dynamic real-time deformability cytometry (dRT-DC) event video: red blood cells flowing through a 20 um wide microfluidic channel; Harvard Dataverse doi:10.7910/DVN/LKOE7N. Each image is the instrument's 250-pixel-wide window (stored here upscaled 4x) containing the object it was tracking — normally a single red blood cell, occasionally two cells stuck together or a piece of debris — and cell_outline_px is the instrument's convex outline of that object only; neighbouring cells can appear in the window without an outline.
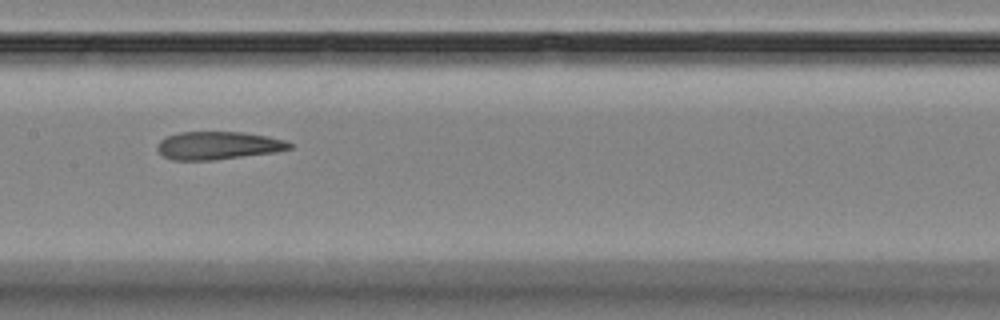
{"species": "Egyptian fruit bat (a non-hibernating species)", "species_latin": "Rousettus aegyptiacus", "temperature_condition": "room temperature", "stored_images_in_passage": 10, "camera_frame_rate_fps": 3000, "um_per_image_px": 0.085, "animal": {"sex": "female"}, "frame": {"image": 1, "passage_image": 4, "time_ms": 3.333, "image_size_px": [1000, 320], "cell_outline_px": [[292, 148], [276, 152], [216, 160], [172, 160], [164, 156], [156, 148], [160, 140], [164, 136], [180, 132], [240, 132], [268, 136], [284, 140], [292, 144]], "centroid_in_image_um": [18.53, 12.37], "position_along_channel_um": 188.9, "area_um2": 21.62}}
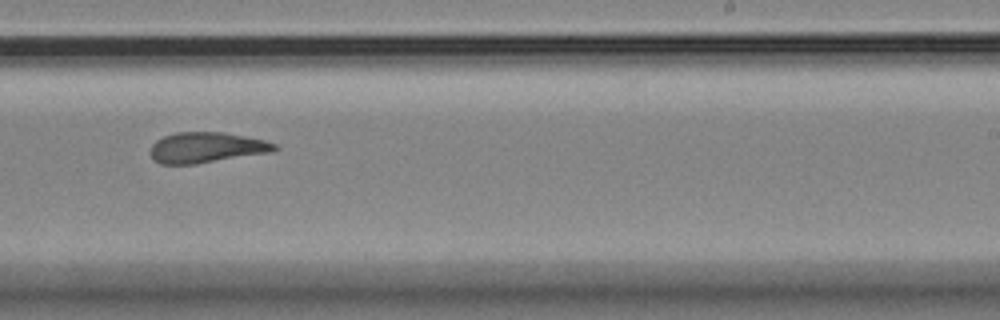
{"frame": {"image": 2, "passage_image": 6, "time_ms": 5.667, "image_size_px": [1000, 320], "cell_outline_px": [[280, 148], [272, 152], [196, 164], [160, 164], [152, 160], [148, 152], [152, 144], [156, 140], [164, 136], [176, 132], [224, 132], [264, 140], [276, 144]], "centroid_in_image_um": [17.51, 12.55], "position_along_channel_um": 271.5, "area_um2": 22.37}}
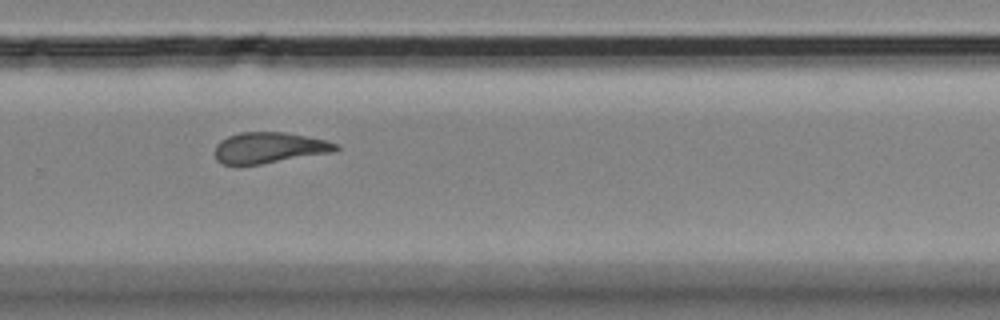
{"frame": {"image": 3, "passage_image": 7, "time_ms": 6.667, "image_size_px": [1000, 320], "cell_outline_px": [[340, 148], [336, 152], [260, 164], [220, 164], [216, 160], [216, 144], [220, 140], [228, 136], [240, 132], [284, 132], [328, 140], [340, 144]], "centroid_in_image_um": [22.94, 12.55], "position_along_channel_um": 306.9, "area_um2": 21.96}}